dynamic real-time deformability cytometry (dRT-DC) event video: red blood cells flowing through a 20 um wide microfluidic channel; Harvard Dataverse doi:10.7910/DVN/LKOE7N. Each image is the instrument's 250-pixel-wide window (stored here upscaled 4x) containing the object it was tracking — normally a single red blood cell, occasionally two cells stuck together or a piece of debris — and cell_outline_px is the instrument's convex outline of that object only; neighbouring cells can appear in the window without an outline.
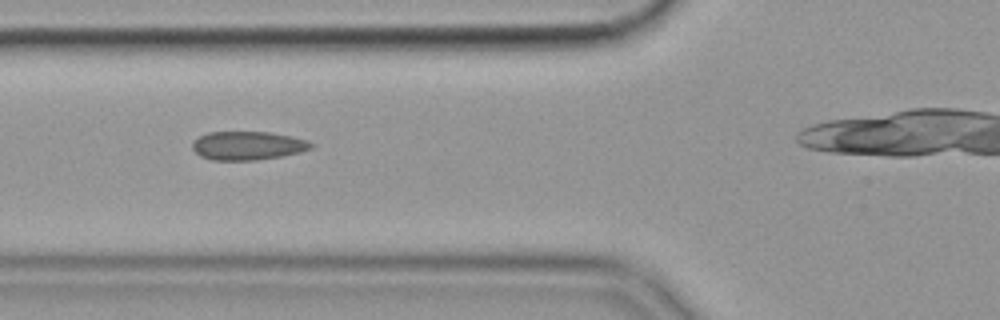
{"species": "common noctule bat (a hibernating species)", "species_latin": "Nyctalus noctula", "temperature_condition": "cold", "stored_images_in_passage": 40, "camera_frame_rate_fps": 3000, "um_per_image_px": 0.085, "animal": {"sex": "female", "body_mass_g": 19.9}, "frame": {"image": 1, "passage_image": 12, "time_ms": 3.667, "image_size_px": [1000, 320], "cell_outline_px": [[316, 144], [312, 148], [300, 152], [280, 156], [256, 160], [212, 160], [200, 156], [192, 148], [192, 144], [200, 136], [208, 132], [268, 132], [292, 136], [308, 140]], "centroid_in_image_um": [21.09, 12.38], "position_along_channel_um": 104.7, "area_um2": 19.77}, "authors_computed_cell_mechanics": {"area_um2": 19.5942, "velocity_mm_per_s": 3.5779, "shape_relaxation_time_tau1_ms": null, "shape_relaxation_time_tau2_ms": 1.9638, "deformation_change_tau1": null, "deformation_change_tau2": 0.0672}}